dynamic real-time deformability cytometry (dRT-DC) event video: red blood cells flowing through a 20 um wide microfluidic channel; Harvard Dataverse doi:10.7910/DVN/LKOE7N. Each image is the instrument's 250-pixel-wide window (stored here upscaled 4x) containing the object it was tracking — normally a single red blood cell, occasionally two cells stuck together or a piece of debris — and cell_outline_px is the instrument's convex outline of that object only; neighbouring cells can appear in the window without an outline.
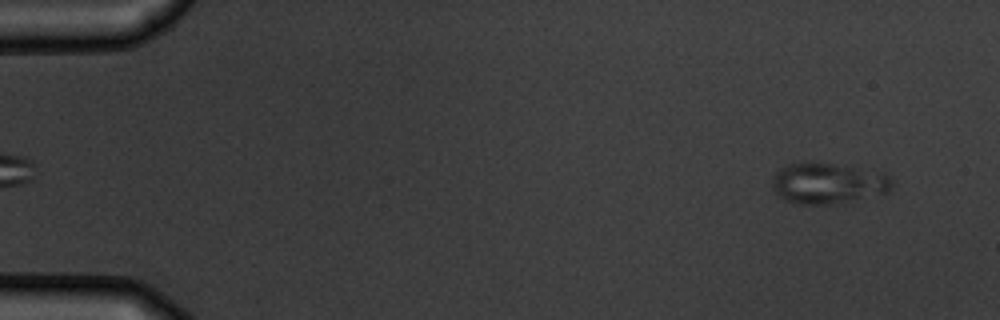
{"species": "common noctule bat (a hibernating species)", "species_latin": "Nyctalus noctula", "temperature_condition": "warm", "stored_images_in_passage": 5, "camera_frame_rate_fps": 3000, "um_per_image_px": 0.085, "animal": {"sex": "male", "body_mass_g": 19.5, "forearm_length_mm": 54.6}, "frame": {"image": 1, "passage_image": 1, "time_ms": 0.0, "image_size_px": [1000, 320], "cell_outline_px": [[892, 192], [884, 196], [844, 204], [796, 204], [784, 200], [772, 188], [772, 176], [780, 168], [788, 164], [800, 160], [816, 160], [852, 164], [888, 172], [892, 180]], "centroid_in_image_um": [70.51, 15.54], "position_along_channel_um": 14.5, "area_um2": 31.1}}
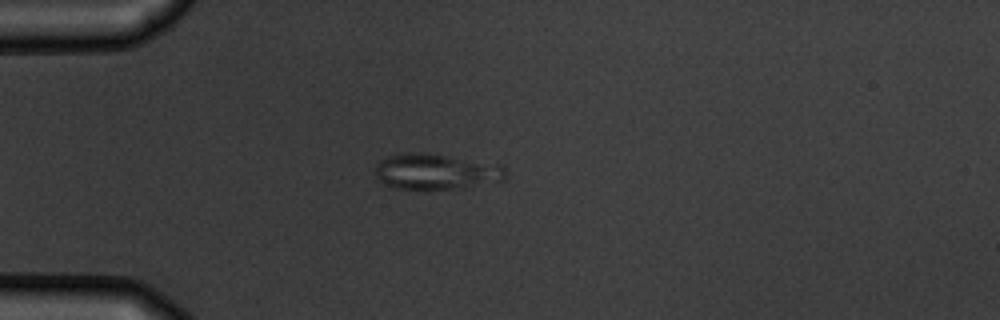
{"frame": {"image": 2, "passage_image": 4, "time_ms": 3.667, "image_size_px": [1000, 320], "cell_outline_px": [[508, 176], [504, 180], [452, 188], [400, 188], [384, 184], [376, 176], [376, 164], [380, 160], [388, 156], [400, 152], [424, 152], [500, 164], [504, 168]], "centroid_in_image_um": [37.04, 14.55], "position_along_channel_um": 48.0, "area_um2": 26.76}}